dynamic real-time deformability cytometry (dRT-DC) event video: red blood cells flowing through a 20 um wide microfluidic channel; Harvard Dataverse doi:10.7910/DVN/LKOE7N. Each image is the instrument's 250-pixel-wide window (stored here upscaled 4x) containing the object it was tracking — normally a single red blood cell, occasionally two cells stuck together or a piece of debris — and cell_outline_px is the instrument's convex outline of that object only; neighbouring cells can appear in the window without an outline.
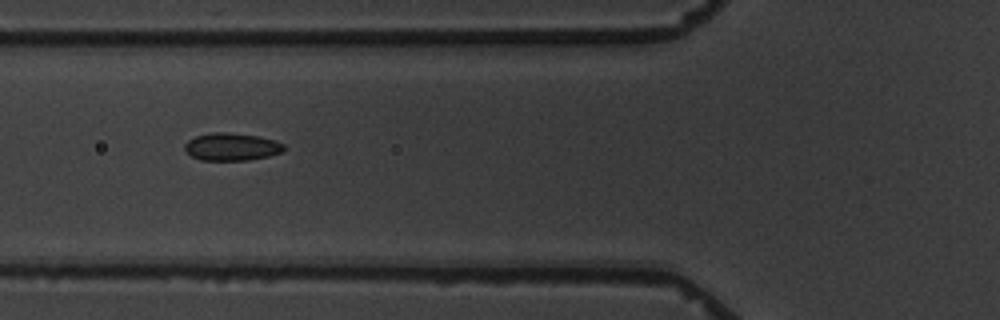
{"species": "common noctule bat (a hibernating species)", "species_latin": "Nyctalus noctula", "temperature_condition": "warm", "stored_images_in_passage": 11, "camera_frame_rate_fps": 3000, "um_per_image_px": 0.085, "animal": {"sex": "male", "body_mass_g": 19.5, "forearm_length_mm": 54.6}, "frame": {"image": 1, "passage_image": 2, "time_ms": 1.0, "image_size_px": [1000, 320], "cell_outline_px": [[284, 152], [268, 156], [248, 160], [200, 160], [192, 156], [184, 148], [184, 144], [188, 140], [196, 136], [212, 132], [228, 132], [256, 136], [276, 140], [284, 144]], "centroid_in_image_um": [19.7, 12.47], "position_along_channel_um": 106.1, "area_um2": 15.95}}
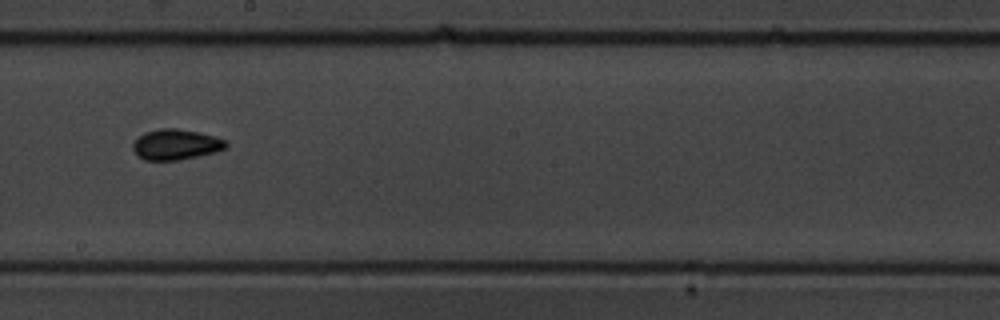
{"frame": {"image": 2, "passage_image": 5, "time_ms": 4.667, "image_size_px": [1000, 320], "cell_outline_px": [[228, 148], [216, 152], [180, 160], [144, 160], [132, 148], [132, 144], [144, 132], [160, 128], [176, 128], [196, 132], [228, 140]], "centroid_in_image_um": [14.99, 12.28], "position_along_channel_um": 233.2, "area_um2": 16.53}}
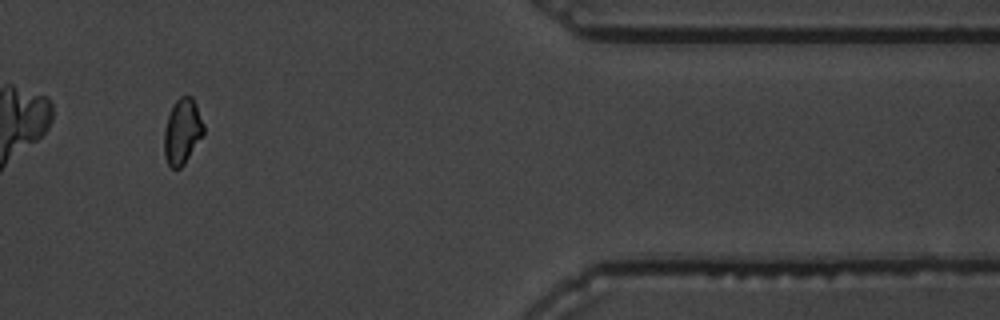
{"frame": {"image": 3, "passage_image": 10, "time_ms": 10.333, "image_size_px": [1000, 320], "cell_outline_px": [[204, 136], [184, 164], [180, 168], [172, 168], [168, 164], [164, 156], [164, 128], [168, 116], [176, 100], [180, 96], [192, 96], [196, 104], [204, 124]], "centroid_in_image_um": [15.51, 11.18], "position_along_channel_um": 395.9, "area_um2": 15.2}}